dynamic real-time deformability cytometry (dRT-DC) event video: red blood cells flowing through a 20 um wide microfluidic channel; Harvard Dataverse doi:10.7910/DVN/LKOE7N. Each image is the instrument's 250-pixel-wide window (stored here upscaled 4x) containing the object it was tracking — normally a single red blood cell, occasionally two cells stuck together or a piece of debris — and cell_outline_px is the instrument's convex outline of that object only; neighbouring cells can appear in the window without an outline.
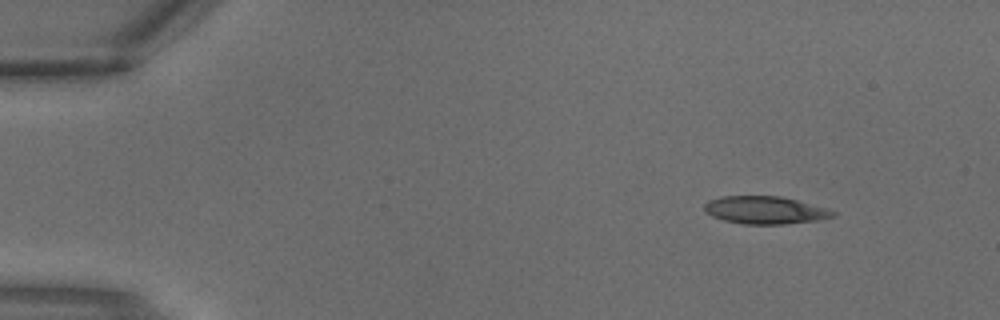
{"species": "common noctule bat (a hibernating species)", "species_latin": "Nyctalus noctula", "temperature_condition": "warm", "stored_images_in_passage": 3, "camera_frame_rate_fps": 3000, "um_per_image_px": 0.085, "animal": {"sex": "male", "body_mass_g": 18.8}, "frame": {"image": 1, "passage_image": 1, "time_ms": 0.0, "image_size_px": [1000, 320], "cell_outline_px": [[836, 216], [820, 220], [784, 224], [744, 224], [724, 220], [712, 216], [704, 212], [704, 204], [708, 200], [720, 196], [780, 196], [828, 208], [836, 212]], "centroid_in_image_um": [65.03, 17.86], "position_along_channel_um": 20.0, "area_um2": 20.87}}
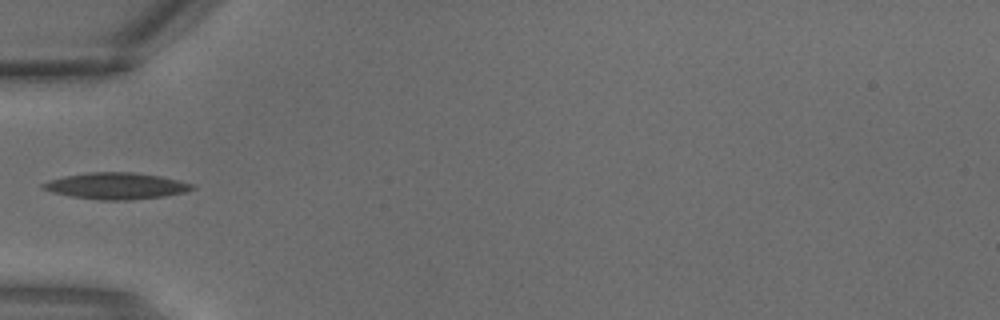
{"frame": {"image": 2, "passage_image": 3, "time_ms": 0.667, "image_size_px": [1000, 320], "cell_outline_px": [[196, 188], [188, 192], [164, 196], [128, 200], [100, 200], [72, 196], [52, 192], [40, 188], [40, 184], [48, 180], [64, 176], [88, 172], [132, 172], [160, 176], [180, 180], [196, 184]], "centroid_in_image_um": [9.91, 15.8], "position_along_channel_um": 75.1, "area_um2": 23.24}}